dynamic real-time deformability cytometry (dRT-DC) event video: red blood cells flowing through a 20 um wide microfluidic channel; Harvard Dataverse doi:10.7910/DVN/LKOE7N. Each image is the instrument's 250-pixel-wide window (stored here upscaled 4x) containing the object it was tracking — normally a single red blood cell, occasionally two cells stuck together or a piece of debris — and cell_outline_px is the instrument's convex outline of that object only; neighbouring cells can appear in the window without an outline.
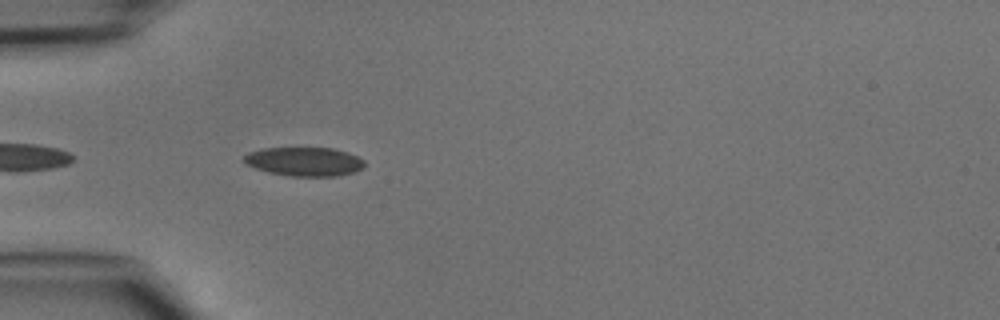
{"species": "common noctule bat (a hibernating species)", "species_latin": "Nyctalus noctula", "temperature_condition": "cold", "stored_images_in_passage": 6, "camera_frame_rate_fps": 3000, "um_per_image_px": 0.085, "animal": {"sex": "male", "body_mass_g": 15.6}, "frame": {"image": 1, "passage_image": 2, "time_ms": 0.333, "image_size_px": [1000, 320], "cell_outline_px": [[364, 168], [352, 172], [336, 176], [292, 176], [268, 172], [244, 164], [244, 156], [248, 152], [264, 148], [332, 148], [348, 152], [364, 160]], "centroid_in_image_um": [25.86, 13.73], "position_along_channel_um": 59.1, "area_um2": 20.23}}